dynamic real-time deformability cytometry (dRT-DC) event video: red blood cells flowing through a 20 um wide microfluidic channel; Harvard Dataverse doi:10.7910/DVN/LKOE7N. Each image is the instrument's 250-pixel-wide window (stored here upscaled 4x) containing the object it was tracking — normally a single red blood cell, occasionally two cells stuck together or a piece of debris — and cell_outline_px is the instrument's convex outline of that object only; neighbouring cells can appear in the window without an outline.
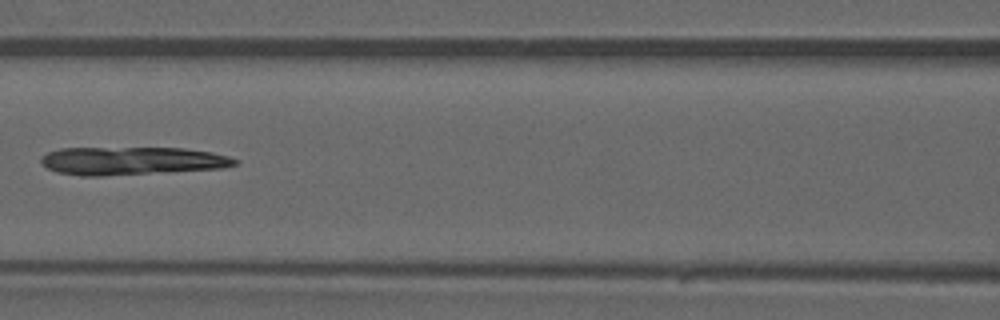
{"species": "common noctule bat (a hibernating species)", "species_latin": "Nyctalus noctula", "temperature_condition": "warm", "stored_images_in_passage": 43, "camera_frame_rate_fps": 3000, "um_per_image_px": 0.085, "animal": {"sex": "male", "forearm_length_mm": 52.5}, "frame": {"image": 1, "passage_image": 19, "time_ms": 6.0, "image_size_px": [1000, 320], "cell_outline_px": [[240, 164], [224, 168], [104, 176], [80, 176], [56, 172], [48, 168], [40, 160], [40, 156], [48, 152], [60, 148], [184, 148], [212, 152], [228, 156], [240, 160]], "centroid_in_image_um": [11.23, 13.67], "position_along_channel_um": 155.4, "area_um2": 31.96}}